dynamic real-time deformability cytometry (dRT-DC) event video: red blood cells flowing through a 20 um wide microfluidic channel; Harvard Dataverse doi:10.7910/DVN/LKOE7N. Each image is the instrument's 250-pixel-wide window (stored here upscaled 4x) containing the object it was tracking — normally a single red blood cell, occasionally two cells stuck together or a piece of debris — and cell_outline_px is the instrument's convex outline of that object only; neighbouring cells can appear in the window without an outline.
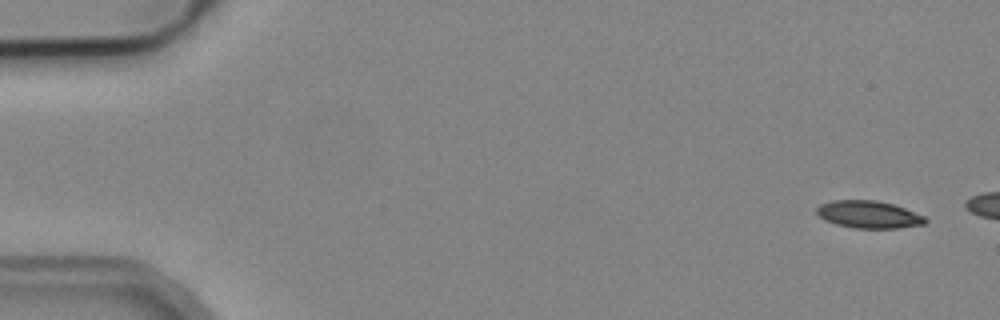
{"species": "common noctule bat (a hibernating species)", "species_latin": "Nyctalus noctula", "temperature_condition": "cold", "stored_images_in_passage": 3, "camera_frame_rate_fps": 3000, "um_per_image_px": 0.085, "animal": {"sex": "male", "body_mass_g": 19.2, "forearm_length_mm": 51.8}, "frame": {"image": 1, "passage_image": 1, "time_ms": 0.0, "image_size_px": [1000, 320], "cell_outline_px": [[928, 220], [924, 224], [900, 228], [856, 228], [836, 224], [824, 220], [816, 212], [816, 208], [820, 204], [832, 200], [876, 200], [892, 204], [904, 208], [924, 216]], "centroid_in_image_um": [73.82, 18.23], "position_along_channel_um": 11.2, "area_um2": 17.28}}